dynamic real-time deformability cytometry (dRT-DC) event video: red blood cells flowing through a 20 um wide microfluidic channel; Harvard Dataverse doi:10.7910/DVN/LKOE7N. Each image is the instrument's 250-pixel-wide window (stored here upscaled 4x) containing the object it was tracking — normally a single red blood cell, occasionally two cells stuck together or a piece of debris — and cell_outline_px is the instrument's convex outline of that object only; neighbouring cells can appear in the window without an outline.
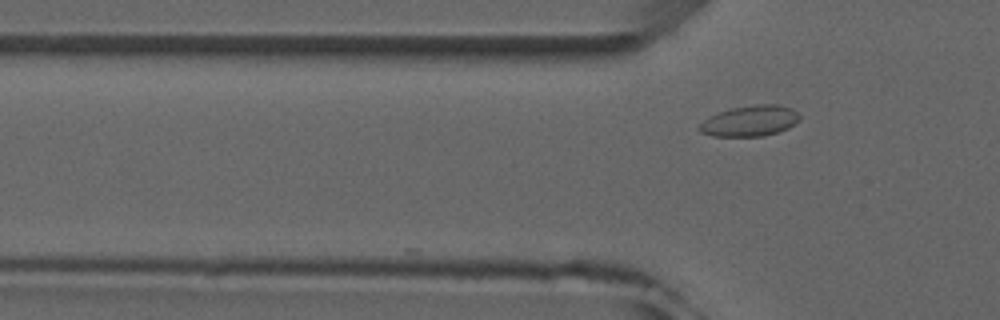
{"species": "common noctule bat (a hibernating species)", "species_latin": "Nyctalus noctula", "temperature_condition": "room temperature", "stored_images_in_passage": 3, "camera_frame_rate_fps": 3000, "um_per_image_px": 0.085, "animal": {"sex": "male", "forearm_length_mm": 52.5}, "frame": {"image": 1, "passage_image": 3, "time_ms": 2.333, "image_size_px": [1000, 320], "cell_outline_px": [[800, 120], [788, 128], [780, 132], [764, 136], [712, 136], [700, 132], [696, 128], [704, 120], [720, 112], [732, 108], [756, 104], [780, 104], [792, 108], [800, 116]], "centroid_in_image_um": [63.77, 10.28], "position_along_channel_um": 62.0, "area_um2": 18.03}}